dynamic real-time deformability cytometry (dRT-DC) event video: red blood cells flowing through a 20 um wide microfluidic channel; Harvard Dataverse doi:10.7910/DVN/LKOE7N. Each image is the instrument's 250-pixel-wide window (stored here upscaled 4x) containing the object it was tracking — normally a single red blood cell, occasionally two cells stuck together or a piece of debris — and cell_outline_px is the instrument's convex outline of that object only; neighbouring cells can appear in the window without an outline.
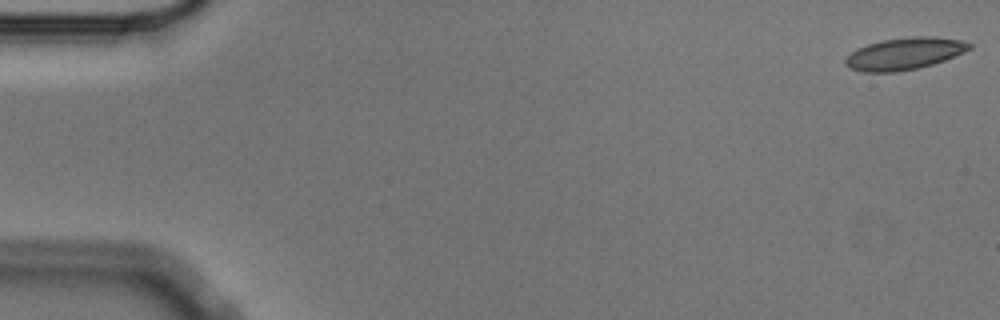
{"species": "Egyptian fruit bat (a non-hibernating species)", "species_latin": "Rousettus aegyptiacus", "temperature_condition": "cold", "stored_images_in_passage": 54, "camera_frame_rate_fps": 3000, "um_per_image_px": 0.085, "animal": {"sex": "male"}, "frame": {"image": 1, "passage_image": 1, "time_ms": 0.0, "image_size_px": [1000, 320], "cell_outline_px": [[972, 48], [964, 52], [944, 60], [932, 64], [916, 68], [896, 72], [864, 72], [848, 68], [844, 64], [844, 60], [856, 48], [868, 44], [884, 40], [908, 36], [932, 36], [960, 40], [972, 44]], "centroid_in_image_um": [76.86, 4.56], "position_along_channel_um": 8.1, "area_um2": 23.06}}
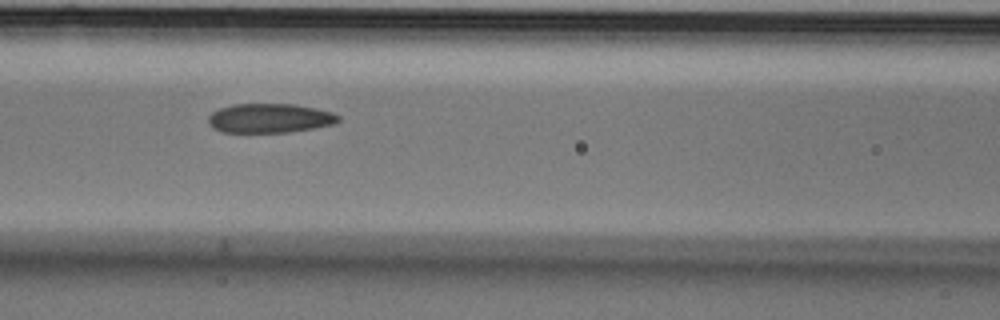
{"frame": {"image": 2, "passage_image": 24, "time_ms": 7.667, "image_size_px": [1000, 320], "cell_outline_px": [[340, 120], [332, 124], [312, 128], [288, 132], [220, 132], [212, 128], [208, 124], [208, 116], [212, 112], [220, 108], [232, 104], [292, 104], [316, 108], [332, 112], [340, 116]], "centroid_in_image_um": [22.88, 10.04], "position_along_channel_um": 143.7, "area_um2": 22.2}}
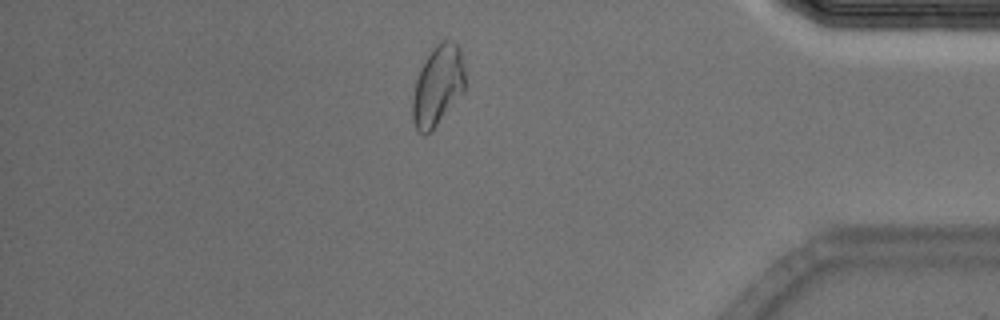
{"frame": {"image": 3, "passage_image": 48, "time_ms": 15.667, "image_size_px": [1000, 320], "cell_outline_px": [[464, 92], [436, 124], [424, 136], [416, 128], [412, 116], [412, 100], [416, 80], [420, 68], [424, 60], [436, 44], [444, 40], [452, 40], [460, 48], [464, 68]], "centroid_in_image_um": [37.2, 7.24], "position_along_channel_um": 398.0, "area_um2": 24.22}}